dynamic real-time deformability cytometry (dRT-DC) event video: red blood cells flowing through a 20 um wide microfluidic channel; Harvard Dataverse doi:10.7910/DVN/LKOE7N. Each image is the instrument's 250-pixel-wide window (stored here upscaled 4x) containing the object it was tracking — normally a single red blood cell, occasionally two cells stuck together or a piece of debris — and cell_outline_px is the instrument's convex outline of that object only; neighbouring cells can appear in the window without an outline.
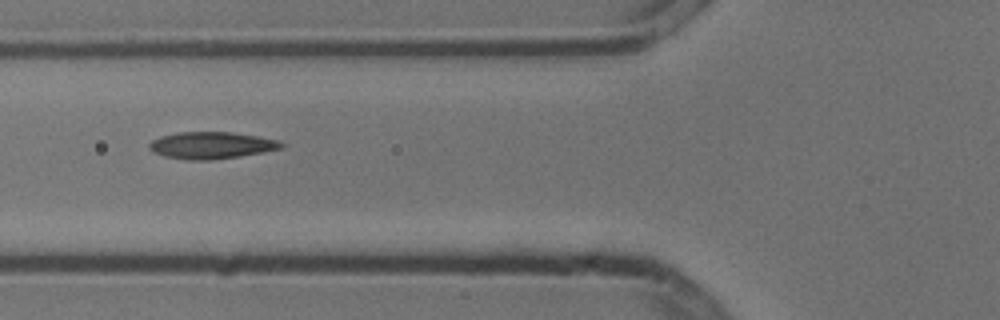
{"species": "common noctule bat (a hibernating species)", "species_latin": "Nyctalus noctula", "temperature_condition": "cold", "stored_images_in_passage": 8, "camera_frame_rate_fps": 3000, "um_per_image_px": 0.085, "animal": {"sex": "male", "body_mass_g": 13.3}, "frame": {"image": 1, "passage_image": 5, "time_ms": 1.333, "image_size_px": [1000, 320], "cell_outline_px": [[284, 148], [240, 156], [208, 160], [188, 160], [164, 156], [152, 152], [148, 148], [148, 144], [152, 140], [160, 136], [176, 132], [232, 132], [280, 140], [284, 144]], "centroid_in_image_um": [17.95, 12.35], "position_along_channel_um": 107.9, "area_um2": 20.81}}
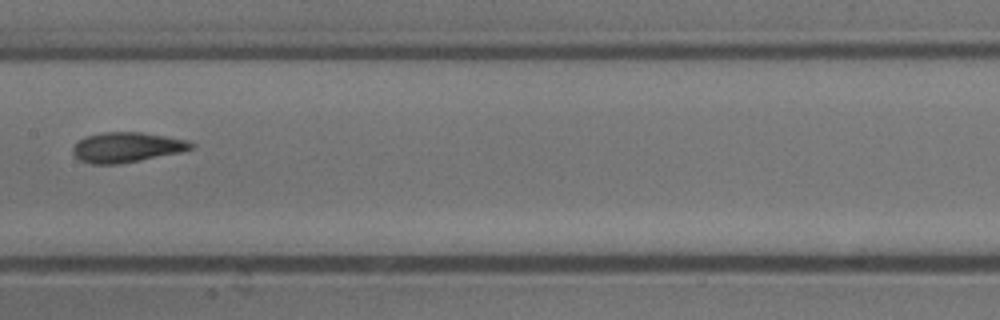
{"frame": {"image": 2, "passage_image": 7, "time_ms": 2.0, "image_size_px": [1000, 320], "cell_outline_px": [[196, 144], [192, 148], [180, 152], [140, 160], [116, 164], [92, 164], [80, 160], [72, 152], [72, 148], [84, 136], [104, 132], [140, 132], [188, 140]], "centroid_in_image_um": [10.77, 12.51], "position_along_channel_um": 196.6, "area_um2": 20.52}}
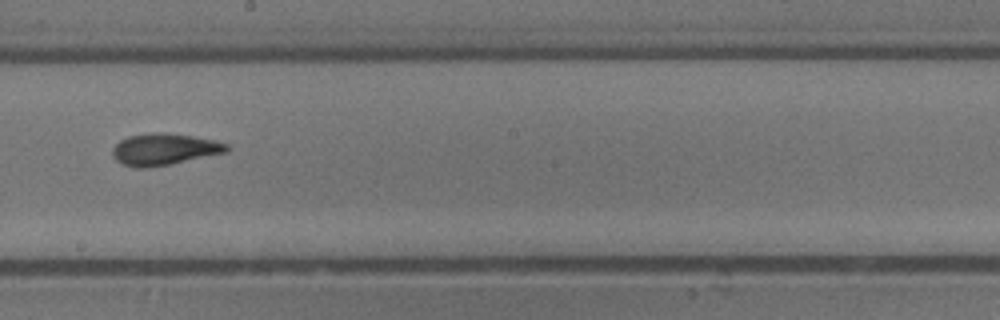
{"frame": {"image": 3, "passage_image": 8, "time_ms": 2.333, "image_size_px": [1000, 320], "cell_outline_px": [[228, 152], [148, 168], [136, 168], [120, 164], [112, 156], [112, 148], [120, 140], [128, 136], [156, 132], [192, 136], [216, 140], [228, 144]], "centroid_in_image_um": [13.93, 12.7], "position_along_channel_um": 234.3, "area_um2": 20.98}}